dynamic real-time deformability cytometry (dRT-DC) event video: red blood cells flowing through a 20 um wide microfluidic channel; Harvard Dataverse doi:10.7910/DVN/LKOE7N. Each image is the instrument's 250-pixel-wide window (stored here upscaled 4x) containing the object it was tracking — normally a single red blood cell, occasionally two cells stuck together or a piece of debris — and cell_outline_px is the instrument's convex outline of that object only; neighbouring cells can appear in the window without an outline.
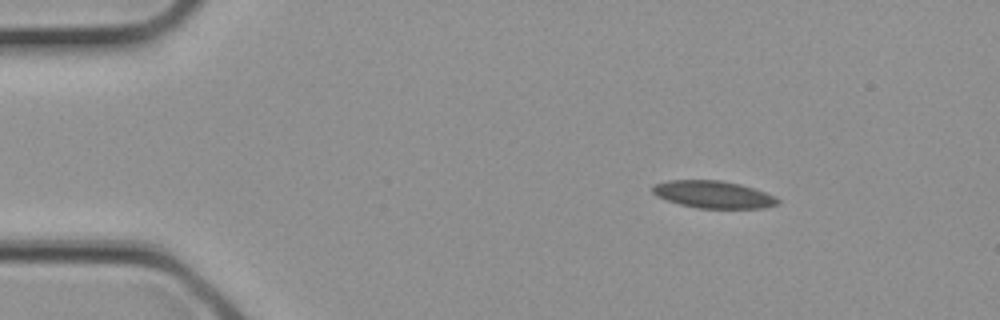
{"species": "common noctule bat (a hibernating species)", "species_latin": "Nyctalus noctula", "temperature_condition": "cold", "stored_images_in_passage": 3, "camera_frame_rate_fps": 3000, "um_per_image_px": 0.085, "animal": {"sex": "female", "body_mass_g": 21.9}, "frame": {"image": 1, "passage_image": 1, "time_ms": 0.0, "image_size_px": [1000, 320], "cell_outline_px": [[780, 204], [764, 208], [696, 208], [680, 204], [656, 196], [652, 192], [652, 184], [668, 180], [720, 180], [740, 184], [776, 196], [780, 200]], "centroid_in_image_um": [60.63, 16.53], "position_along_channel_um": 24.4, "area_um2": 20.0}}